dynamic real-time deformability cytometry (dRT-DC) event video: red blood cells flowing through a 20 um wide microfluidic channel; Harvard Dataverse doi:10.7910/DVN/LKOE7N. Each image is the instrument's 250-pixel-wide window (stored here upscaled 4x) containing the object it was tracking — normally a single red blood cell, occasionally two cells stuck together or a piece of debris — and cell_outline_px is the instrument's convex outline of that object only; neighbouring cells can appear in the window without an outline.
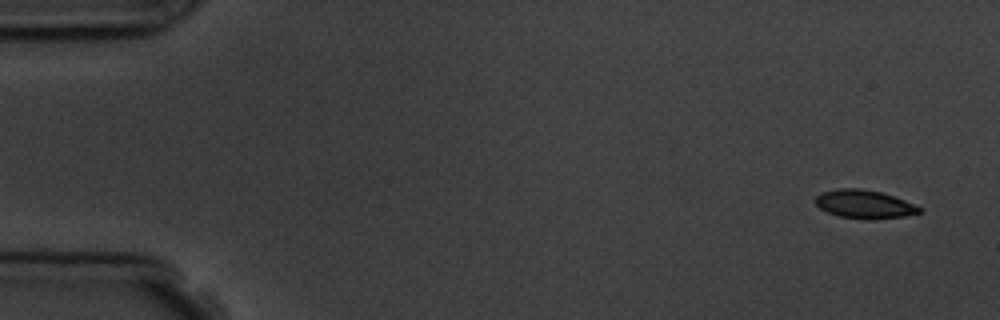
{"species": "common noctule bat (a hibernating species)", "species_latin": "Nyctalus noctula", "temperature_condition": "room temperature", "stored_images_in_passage": 5, "camera_frame_rate_fps": 3000, "um_per_image_px": 0.085, "animal": {"sex": "male", "body_mass_g": 19.5, "forearm_length_mm": 54.6}, "frame": {"image": 1, "passage_image": 1, "time_ms": 0.0, "image_size_px": [1000, 320], "cell_outline_px": [[920, 212], [904, 216], [840, 216], [828, 212], [820, 208], [816, 204], [816, 196], [820, 192], [840, 188], [860, 188], [880, 192], [904, 200], [920, 208]], "centroid_in_image_um": [73.39, 17.29], "position_along_channel_um": 11.6, "area_um2": 16.01}}
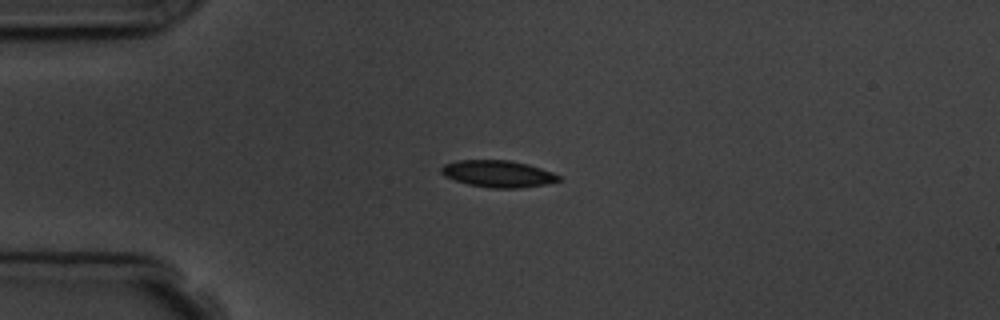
{"frame": {"image": 2, "passage_image": 4, "time_ms": 3.667, "image_size_px": [1000, 320], "cell_outline_px": [[564, 180], [544, 184], [516, 188], [492, 188], [468, 184], [444, 176], [440, 172], [440, 168], [444, 164], [456, 160], [508, 160], [528, 164], [552, 172], [560, 176]], "centroid_in_image_um": [42.32, 14.76], "position_along_channel_um": 42.7, "area_um2": 18.32}}